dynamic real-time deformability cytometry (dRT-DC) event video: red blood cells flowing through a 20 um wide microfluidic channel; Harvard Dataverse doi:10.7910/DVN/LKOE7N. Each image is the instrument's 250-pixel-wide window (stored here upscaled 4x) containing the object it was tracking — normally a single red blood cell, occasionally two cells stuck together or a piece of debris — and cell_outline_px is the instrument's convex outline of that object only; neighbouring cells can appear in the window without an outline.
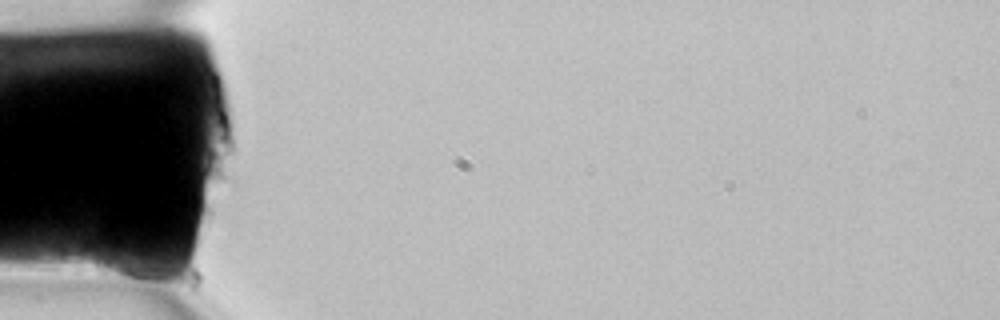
{"species": "common noctule bat (a hibernating species)", "species_latin": "Nyctalus noctula", "temperature_condition": "room temperature", "stored_images_in_passage": 2, "camera_frame_rate_fps": 3000, "um_per_image_px": 0.085, "animal": {"sex": "female", "body_mass_g": 22.7, "forearm_length_mm": 54.2}, "frame": {"image": 1, "passage_image": 1, "time_ms": 0.0, "image_size_px": [1000, 320], "cell_outline_px": [[160, 276], [156, 288], [148, 288], [96, 272], [92, 264], [92, 256], [96, 244], [156, 268]], "centroid_in_image_um": [10.55, 22.77], "position_along_channel_um": 74.4, "area_um2": 11.68}}